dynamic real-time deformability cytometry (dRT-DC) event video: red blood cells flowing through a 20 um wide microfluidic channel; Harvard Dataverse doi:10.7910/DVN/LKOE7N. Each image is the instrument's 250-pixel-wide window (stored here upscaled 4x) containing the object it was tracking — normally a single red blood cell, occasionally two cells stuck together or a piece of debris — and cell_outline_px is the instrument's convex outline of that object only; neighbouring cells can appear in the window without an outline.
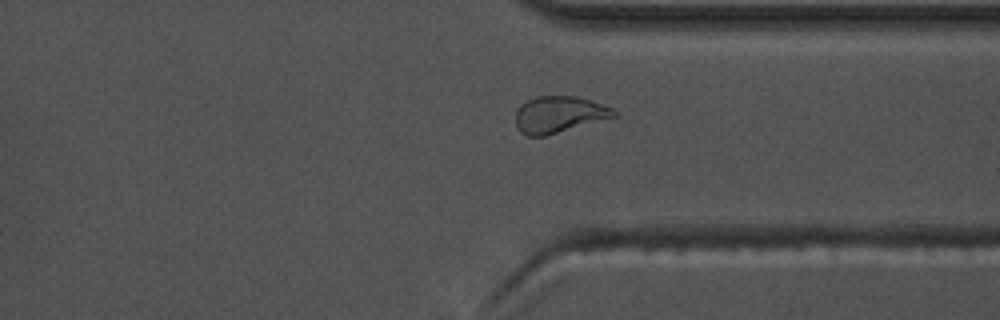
{"species": "common noctule bat (a hibernating species)", "species_latin": "Nyctalus noctula", "temperature_condition": "warm", "stored_images_in_passage": 39, "camera_frame_rate_fps": 3000, "um_per_image_px": 0.085, "animal": {"sex": "male", "body_mass_g": 17.5, "forearm_length_mm": 52.3}, "frame": {"image": 1, "passage_image": 26, "time_ms": 8.333, "image_size_px": [1000, 320], "cell_outline_px": [[620, 116], [544, 136], [528, 136], [520, 132], [516, 128], [516, 112], [520, 104], [536, 96], [576, 96], [612, 108]], "centroid_in_image_um": [47.51, 9.74], "position_along_channel_um": 363.9, "area_um2": 20.98}}
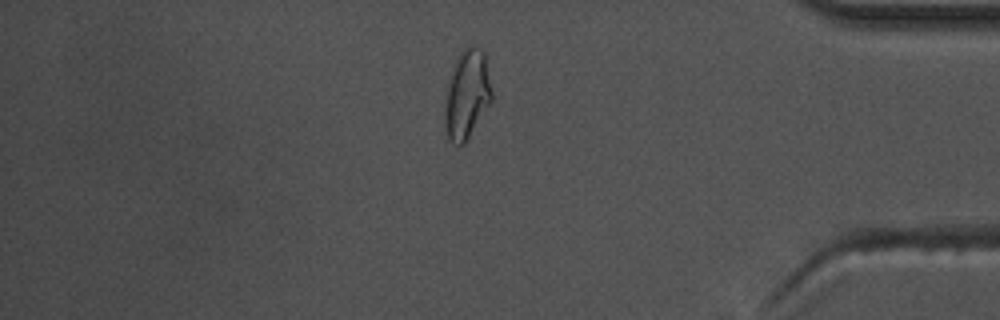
{"frame": {"image": 2, "passage_image": 31, "time_ms": 10.0, "image_size_px": [1000, 320], "cell_outline_px": [[492, 100], [464, 144], [452, 144], [448, 140], [444, 124], [444, 112], [448, 76], [460, 52], [468, 44], [476, 44], [484, 48], [492, 92]], "centroid_in_image_um": [39.68, 7.97], "position_along_channel_um": 395.5, "area_um2": 24.8}, "authors_computed_cell_mechanics": {"area_um2": 20.6924, "velocity_mm_per_s": 3.6689, "shape_relaxation_time_tau1_ms": 9.5585, "shape_relaxation_time_tau2_ms": 1.3607, "deformation_change_tau1": 0.2563, "deformation_change_tau2": 0.0777}}